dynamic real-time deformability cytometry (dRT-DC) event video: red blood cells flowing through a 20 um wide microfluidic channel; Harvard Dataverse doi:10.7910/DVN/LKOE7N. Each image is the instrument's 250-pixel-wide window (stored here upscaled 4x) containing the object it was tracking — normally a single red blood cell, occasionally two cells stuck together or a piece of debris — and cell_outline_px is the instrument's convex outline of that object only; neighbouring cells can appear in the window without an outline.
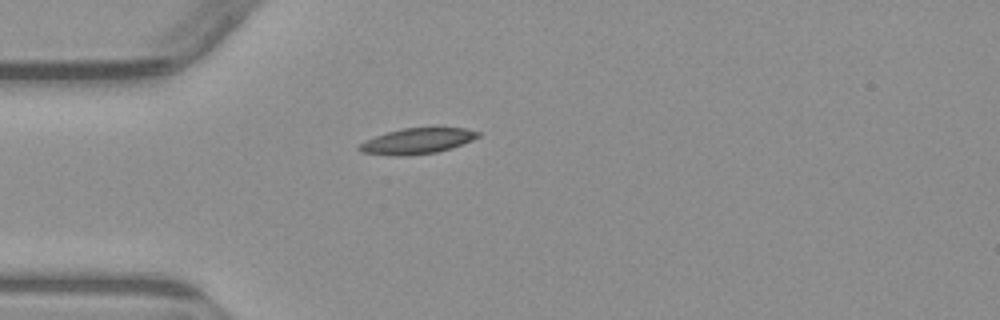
{"species": "common noctule bat (a hibernating species)", "species_latin": "Nyctalus noctula", "temperature_condition": "warm", "stored_images_in_passage": 2, "camera_frame_rate_fps": 3000, "um_per_image_px": 0.085, "animal": {"sex": "male", "body_mass_g": 23.1, "forearm_length_mm": 52.7}, "frame": {"image": 1, "passage_image": 1, "time_ms": 0.0, "image_size_px": [1000, 320], "cell_outline_px": [[480, 136], [472, 140], [436, 152], [408, 156], [392, 156], [360, 152], [356, 148], [364, 140], [388, 132], [404, 128], [464, 128], [480, 132]], "centroid_in_image_um": [35.4, 12.0], "position_along_channel_um": 49.6, "area_um2": 17.63}}